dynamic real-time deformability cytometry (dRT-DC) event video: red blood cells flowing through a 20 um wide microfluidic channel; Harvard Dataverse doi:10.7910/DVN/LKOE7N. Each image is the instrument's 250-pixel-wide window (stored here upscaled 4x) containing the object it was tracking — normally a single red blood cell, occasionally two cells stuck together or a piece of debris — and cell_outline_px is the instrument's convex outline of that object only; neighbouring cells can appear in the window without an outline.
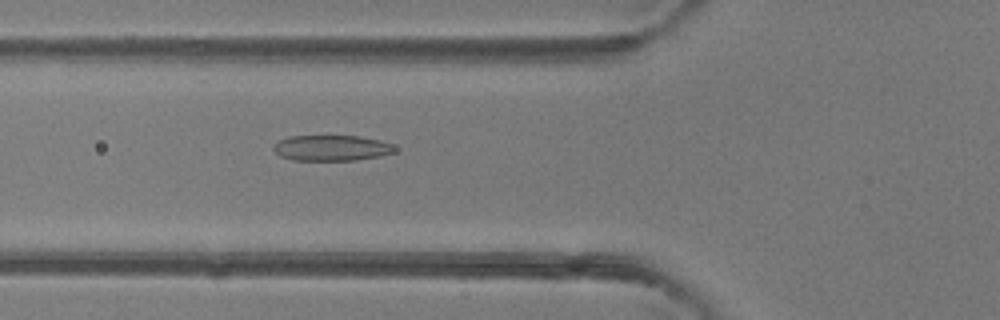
{"species": "common noctule bat (a hibernating species)", "species_latin": "Nyctalus noctula", "temperature_condition": "room temperature", "stored_images_in_passage": 50, "segment_of_instrument_passage": [1, 2], "camera_frame_rate_fps": 3000, "um_per_image_px": 0.085, "animal": {"sex": "female"}, "frame": {"image": 1, "passage_image": 18, "time_ms": 5.667, "image_size_px": [1000, 320], "cell_outline_px": [[396, 152], [380, 156], [356, 160], [292, 160], [280, 156], [272, 148], [272, 144], [288, 136], [360, 136], [380, 140], [392, 144], [396, 148]], "centroid_in_image_um": [28.18, 12.57], "position_along_channel_um": 97.6, "area_um2": 18.26}}
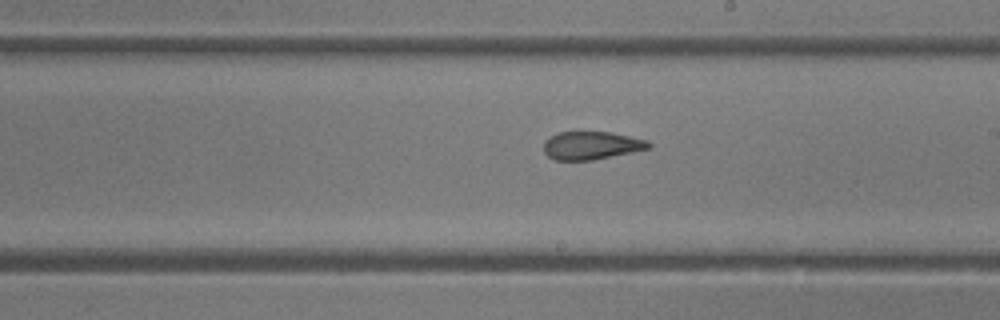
{"frame": {"image": 2, "passage_image": 28, "time_ms": 9.0, "image_size_px": [1000, 320], "cell_outline_px": [[652, 148], [592, 160], [552, 160], [544, 152], [544, 140], [548, 136], [560, 132], [580, 128], [612, 132], [648, 140], [652, 144]], "centroid_in_image_um": [50.24, 12.31], "position_along_channel_um": 238.8, "area_um2": 18.09}}
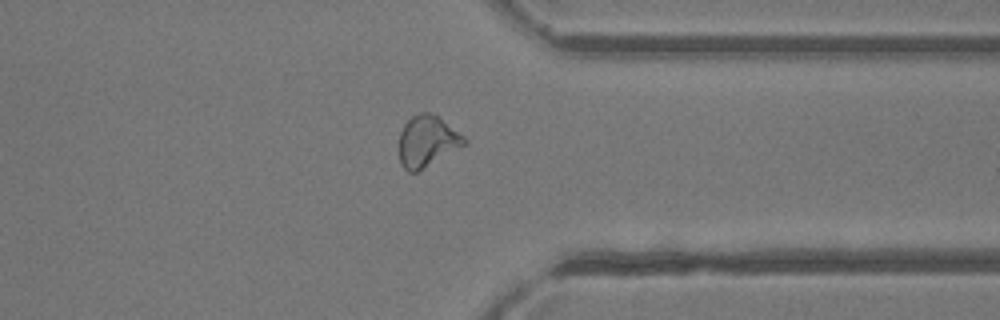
{"frame": {"image": 3, "passage_image": 38, "time_ms": 12.333, "image_size_px": [1000, 320], "cell_outline_px": [[468, 144], [416, 172], [408, 172], [400, 164], [400, 132], [404, 124], [412, 116], [420, 112], [428, 112], [436, 116], [464, 136], [468, 140]], "centroid_in_image_um": [36.32, 12.02], "position_along_channel_um": 375.1, "area_um2": 19.25}}